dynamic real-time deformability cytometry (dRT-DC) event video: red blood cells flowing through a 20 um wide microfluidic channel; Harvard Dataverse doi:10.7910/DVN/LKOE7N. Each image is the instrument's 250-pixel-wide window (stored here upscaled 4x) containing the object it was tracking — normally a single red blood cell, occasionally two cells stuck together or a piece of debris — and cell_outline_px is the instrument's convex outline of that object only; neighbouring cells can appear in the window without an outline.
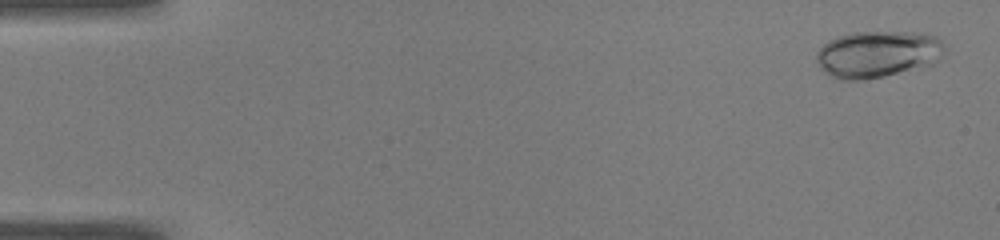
{"species": "common noctule bat (a hibernating species)", "species_latin": "Nyctalus noctula", "temperature_condition": "warm", "stored_images_in_passage": 49, "camera_frame_rate_fps": 3000, "um_per_image_px": 0.085, "animal": {"sex": "male", "body_mass_g": 19.0, "forearm_length_mm": 50.8}, "frame": {"image": 1, "passage_image": 1, "time_ms": 0.0, "image_size_px": [1000, 240], "cell_outline_px": [[948, 48], [940, 56], [908, 68], [884, 76], [864, 80], [840, 80], [824, 72], [820, 68], [816, 60], [816, 52], [828, 40], [836, 36], [856, 32], [916, 32], [936, 36]], "centroid_in_image_um": [74.48, 4.57], "position_along_channel_um": 10.5, "area_um2": 34.1}}
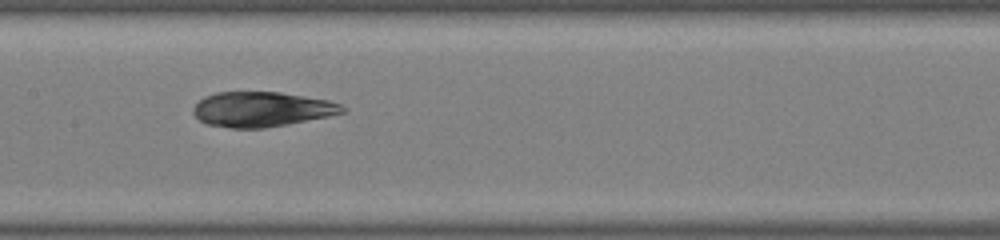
{"frame": {"image": 2, "passage_image": 24, "time_ms": 7.667, "image_size_px": [1000, 240], "cell_outline_px": [[348, 108], [344, 112], [328, 116], [288, 124], [264, 128], [228, 128], [204, 124], [192, 112], [192, 108], [204, 96], [216, 92], [280, 92], [328, 100], [340, 104]], "centroid_in_image_um": [22.22, 9.29], "position_along_channel_um": 185.2, "area_um2": 30.46}}
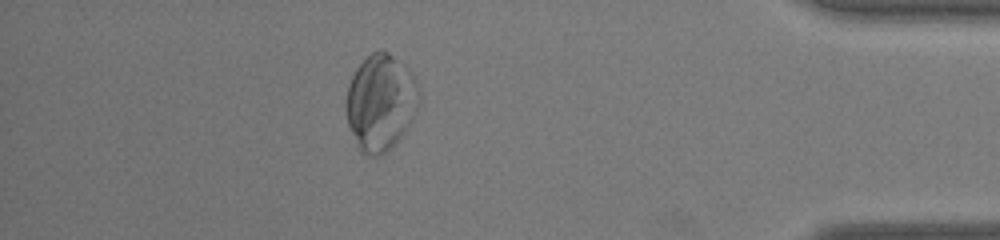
{"frame": {"image": 3, "passage_image": 43, "time_ms": 14.0, "image_size_px": [1000, 240], "cell_outline_px": [[420, 104], [416, 112], [404, 132], [384, 152], [376, 156], [372, 156], [360, 152], [348, 124], [344, 108], [348, 84], [356, 68], [372, 52], [380, 48], [388, 52], [408, 68], [416, 80], [420, 88]], "centroid_in_image_um": [32.35, 8.67], "position_along_channel_um": 402.9, "area_um2": 41.04}}